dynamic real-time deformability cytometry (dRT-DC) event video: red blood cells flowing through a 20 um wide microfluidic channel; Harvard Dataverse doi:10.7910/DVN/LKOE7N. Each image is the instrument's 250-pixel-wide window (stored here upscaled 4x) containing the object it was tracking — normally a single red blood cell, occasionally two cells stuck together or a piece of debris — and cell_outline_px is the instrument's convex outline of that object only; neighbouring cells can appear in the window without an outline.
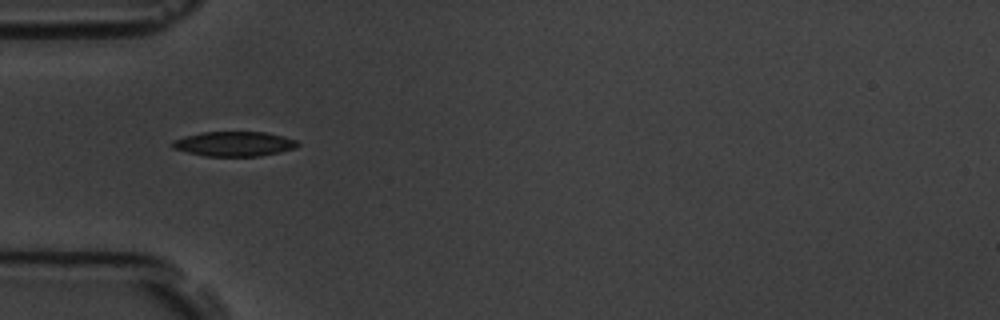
{"species": "common noctule bat (a hibernating species)", "species_latin": "Nyctalus noctula", "temperature_condition": "room temperature", "stored_images_in_passage": 11, "camera_frame_rate_fps": 3000, "um_per_image_px": 0.085, "animal": {"sex": "male", "body_mass_g": 19.5, "forearm_length_mm": 54.6}, "frame": {"image": 1, "passage_image": 1, "time_ms": 0.0, "image_size_px": [1000, 320], "cell_outline_px": [[300, 144], [296, 148], [280, 152], [260, 156], [204, 156], [172, 148], [172, 140], [184, 136], [204, 132], [264, 132], [296, 140]], "centroid_in_image_um": [19.89, 12.23], "position_along_channel_um": 65.1, "area_um2": 17.98}}
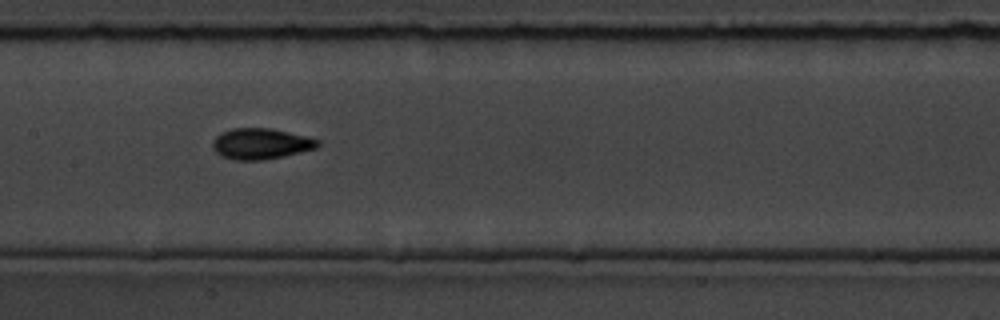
{"frame": {"image": 2, "passage_image": 4, "time_ms": 3.333, "image_size_px": [1000, 320], "cell_outline_px": [[320, 144], [316, 148], [284, 156], [264, 160], [232, 160], [220, 156], [212, 148], [212, 140], [220, 132], [232, 128], [272, 128], [308, 136], [320, 140]], "centroid_in_image_um": [22.15, 12.21], "position_along_channel_um": 185.2, "area_um2": 19.25}}
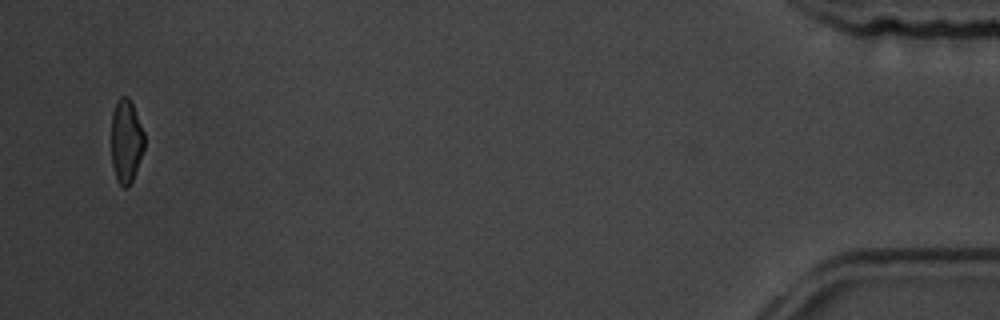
{"frame": {"image": 3, "passage_image": 11, "time_ms": 12.333, "image_size_px": [1000, 320], "cell_outline_px": [[144, 148], [132, 180], [128, 188], [124, 188], [116, 180], [112, 164], [112, 112], [116, 100], [120, 96], [128, 96], [132, 104], [144, 132]], "centroid_in_image_um": [10.71, 11.98], "position_along_channel_um": 424.5, "area_um2": 16.01}, "authors_computed_cell_mechanics": {"area_um2": 17.9758, "velocity_mm_per_s": 3.6266, "shape_relaxation_time_tau1_ms": 1.8415, "shape_relaxation_time_tau2_ms": 1.2242, "deformation_change_tau1": 0.1234, "deformation_change_tau2": 0.0594}}